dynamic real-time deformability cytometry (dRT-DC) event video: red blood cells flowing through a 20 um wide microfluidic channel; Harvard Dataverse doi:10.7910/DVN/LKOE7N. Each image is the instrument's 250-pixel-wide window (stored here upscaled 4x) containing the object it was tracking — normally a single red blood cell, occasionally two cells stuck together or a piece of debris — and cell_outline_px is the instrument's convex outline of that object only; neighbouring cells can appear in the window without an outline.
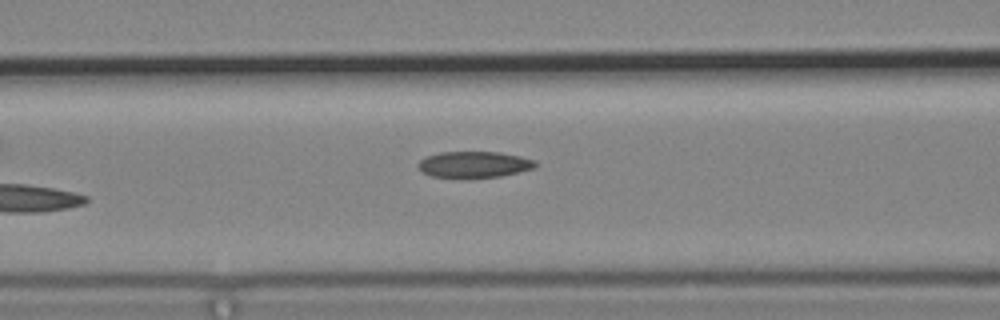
{"species": "common noctule bat (a hibernating species)", "species_latin": "Nyctalus noctula", "temperature_condition": "cold", "stored_images_in_passage": 8, "segment_of_instrument_passage": [1, 2], "camera_frame_rate_fps": 3000, "um_per_image_px": 0.085, "animal": {"sex": "male", "body_mass_g": 19.2, "forearm_length_mm": 51.8}, "frame": {"image": 1, "passage_image": 7, "time_ms": 2.0, "image_size_px": [1000, 320], "cell_outline_px": [[536, 168], [500, 176], [464, 180], [432, 176], [424, 172], [416, 164], [420, 160], [428, 156], [440, 152], [500, 152], [520, 156], [536, 160]], "centroid_in_image_um": [40.31, 14.01], "position_along_channel_um": 126.3, "area_um2": 18.38}}